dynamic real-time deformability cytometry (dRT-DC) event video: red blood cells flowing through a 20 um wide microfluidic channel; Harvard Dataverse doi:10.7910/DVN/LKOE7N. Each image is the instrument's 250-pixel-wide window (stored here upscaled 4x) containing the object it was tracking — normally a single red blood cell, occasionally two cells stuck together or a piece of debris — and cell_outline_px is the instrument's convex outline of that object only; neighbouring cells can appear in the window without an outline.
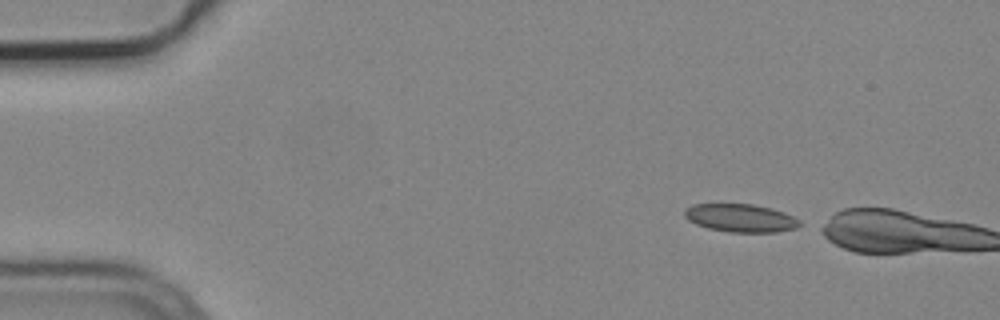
{"species": "common noctule bat (a hibernating species)", "species_latin": "Nyctalus noctula", "temperature_condition": "cold", "stored_images_in_passage": 2, "camera_frame_rate_fps": 3000, "um_per_image_px": 0.085, "animal": {"sex": "male", "body_mass_g": 19.2, "forearm_length_mm": 51.8}, "frame": {"image": 1, "passage_image": 1, "time_ms": 0.0, "image_size_px": [1000, 320], "cell_outline_px": [[800, 224], [796, 228], [776, 232], [728, 232], [708, 228], [696, 224], [688, 220], [684, 216], [684, 208], [692, 204], [752, 204], [772, 208], [784, 212], [800, 220]], "centroid_in_image_um": [62.92, 18.52], "position_along_channel_um": 22.1, "area_um2": 18.9}}